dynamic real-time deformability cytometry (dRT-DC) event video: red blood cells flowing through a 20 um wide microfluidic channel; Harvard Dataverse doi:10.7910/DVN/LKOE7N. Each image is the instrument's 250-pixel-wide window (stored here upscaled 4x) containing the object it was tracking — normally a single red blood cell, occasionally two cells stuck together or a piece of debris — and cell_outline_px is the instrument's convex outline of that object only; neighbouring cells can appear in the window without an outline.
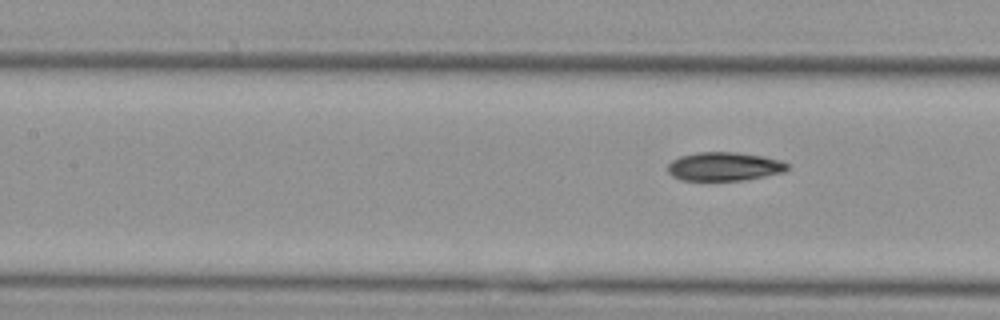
{"species": "Egyptian fruit bat (a non-hibernating species)", "species_latin": "Rousettus aegyptiacus", "temperature_condition": "cold", "stored_images_in_passage": 9, "segment_of_instrument_passage": [2, 2], "camera_frame_rate_fps": 3000, "um_per_image_px": 0.085, "animal": {"sex": "female"}, "frame": {"image": 1, "passage_image": 9, "time_ms": 2.667, "image_size_px": [1000, 320], "cell_outline_px": [[788, 168], [784, 172], [764, 176], [740, 180], [680, 180], [672, 176], [668, 172], [668, 164], [672, 160], [680, 156], [696, 152], [736, 152], [764, 156], [780, 160], [788, 164]], "centroid_in_image_um": [61.54, 14.14], "position_along_channel_um": 145.9, "area_um2": 19.94}}